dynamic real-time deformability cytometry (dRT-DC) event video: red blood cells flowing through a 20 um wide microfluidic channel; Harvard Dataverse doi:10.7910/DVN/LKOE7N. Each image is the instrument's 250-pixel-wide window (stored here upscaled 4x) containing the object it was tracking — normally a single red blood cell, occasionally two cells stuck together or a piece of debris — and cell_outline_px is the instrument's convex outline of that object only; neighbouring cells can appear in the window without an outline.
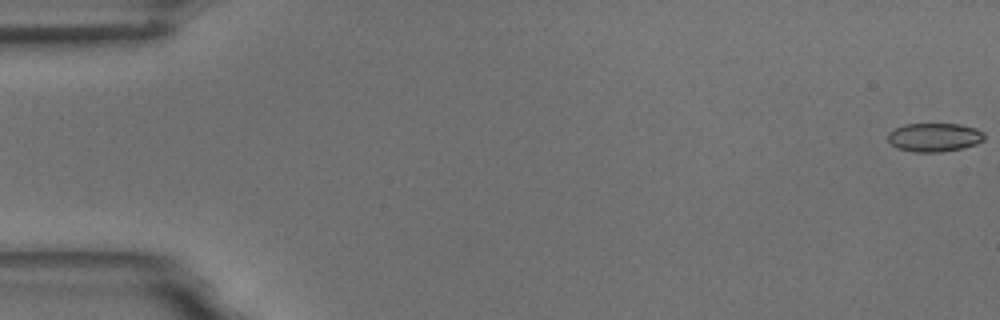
{"species": "common noctule bat (a hibernating species)", "species_latin": "Nyctalus noctula", "temperature_condition": "room temperature", "stored_images_in_passage": 7, "camera_frame_rate_fps": 3000, "um_per_image_px": 0.085, "animal": {"sex": "male", "body_mass_g": 18.8}, "frame": {"image": 1, "passage_image": 1, "time_ms": 0.0, "image_size_px": [1000, 320], "cell_outline_px": [[984, 140], [976, 144], [944, 152], [912, 152], [896, 148], [888, 140], [888, 132], [904, 124], [960, 124], [976, 128], [984, 132]], "centroid_in_image_um": [79.41, 11.67], "position_along_channel_um": 5.6, "area_um2": 16.18}}
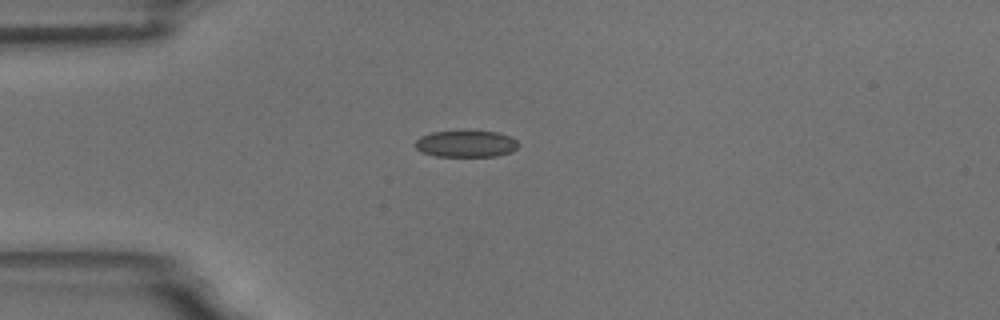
{"frame": {"image": 2, "passage_image": 5, "time_ms": 4.667, "image_size_px": [1000, 320], "cell_outline_px": [[520, 144], [512, 152], [496, 156], [436, 156], [420, 152], [412, 144], [420, 136], [432, 132], [460, 128], [496, 132], [508, 136], [516, 140]], "centroid_in_image_um": [39.56, 12.18], "position_along_channel_um": 45.4, "area_um2": 16.82}}
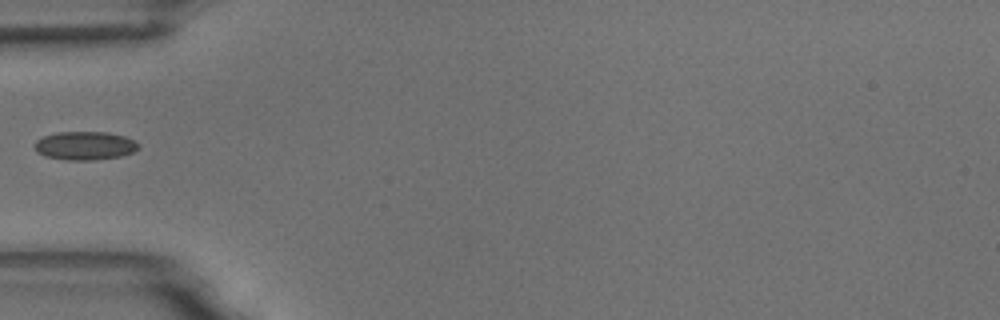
{"frame": {"image": 3, "passage_image": 6, "time_ms": 6.0, "image_size_px": [1000, 320], "cell_outline_px": [[140, 144], [132, 152], [120, 156], [92, 160], [68, 160], [44, 156], [36, 152], [36, 140], [44, 136], [56, 132], [108, 132], [124, 136]], "centroid_in_image_um": [7.19, 12.38], "position_along_channel_um": 77.8, "area_um2": 17.05}}